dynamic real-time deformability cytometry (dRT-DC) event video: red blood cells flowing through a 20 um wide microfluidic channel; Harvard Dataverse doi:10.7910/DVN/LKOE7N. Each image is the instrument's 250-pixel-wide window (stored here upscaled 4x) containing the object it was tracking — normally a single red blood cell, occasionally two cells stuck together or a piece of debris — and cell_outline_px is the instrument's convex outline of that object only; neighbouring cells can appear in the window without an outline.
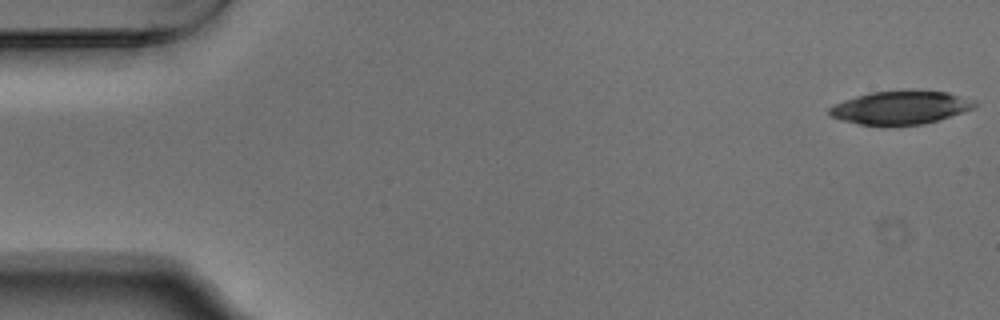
{"species": "Egyptian fruit bat (a non-hibernating species)", "species_latin": "Rousettus aegyptiacus", "temperature_condition": "warm", "stored_images_in_passage": 53, "camera_frame_rate_fps": 3000, "um_per_image_px": 0.085, "animal": {"sex": "male"}, "frame": {"image": 1, "passage_image": 1, "time_ms": 0.0, "image_size_px": [1000, 320], "cell_outline_px": [[980, 104], [972, 108], [924, 124], [888, 128], [880, 128], [840, 120], [832, 116], [828, 112], [828, 108], [844, 100], [856, 96], [872, 92], [900, 88], [920, 88], [948, 92], [976, 100]], "centroid_in_image_um": [76.54, 9.13], "position_along_channel_um": 8.5, "area_um2": 29.59}}
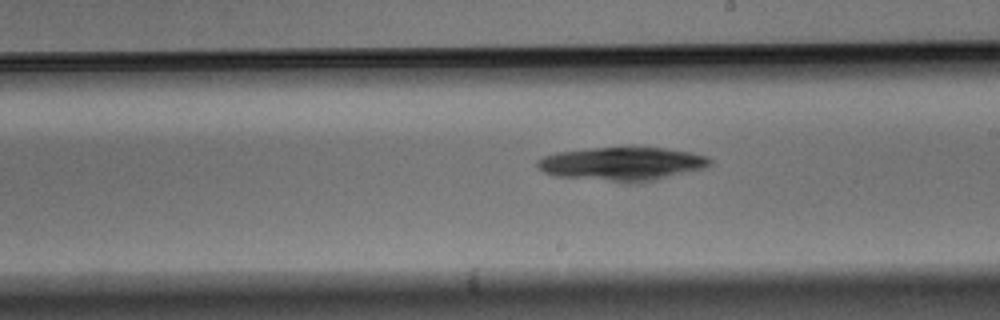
{"frame": {"image": 2, "passage_image": 30, "time_ms": 9.667, "image_size_px": [1000, 320], "cell_outline_px": [[712, 164], [704, 168], [644, 184], [624, 184], [556, 176], [544, 172], [536, 168], [536, 160], [544, 156], [556, 152], [588, 148], [664, 148], [692, 152], [708, 156], [712, 160]], "centroid_in_image_um": [52.89, 13.96], "position_along_channel_um": 236.1, "area_um2": 34.68}}
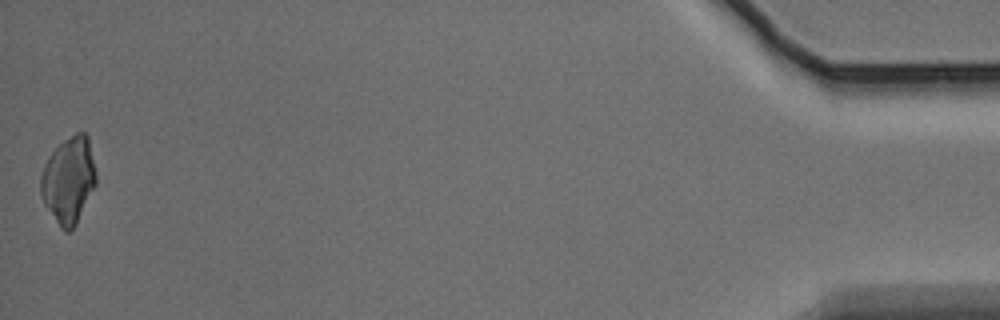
{"frame": {"image": 3, "passage_image": 53, "time_ms": 17.333, "image_size_px": [1000, 320], "cell_outline_px": [[96, 184], [76, 224], [68, 232], [64, 232], [60, 228], [44, 204], [40, 192], [40, 176], [44, 164], [48, 156], [64, 140], [76, 132], [84, 132], [88, 136], [96, 172]], "centroid_in_image_um": [5.82, 15.31], "position_along_channel_um": 429.4, "area_um2": 27.86}}